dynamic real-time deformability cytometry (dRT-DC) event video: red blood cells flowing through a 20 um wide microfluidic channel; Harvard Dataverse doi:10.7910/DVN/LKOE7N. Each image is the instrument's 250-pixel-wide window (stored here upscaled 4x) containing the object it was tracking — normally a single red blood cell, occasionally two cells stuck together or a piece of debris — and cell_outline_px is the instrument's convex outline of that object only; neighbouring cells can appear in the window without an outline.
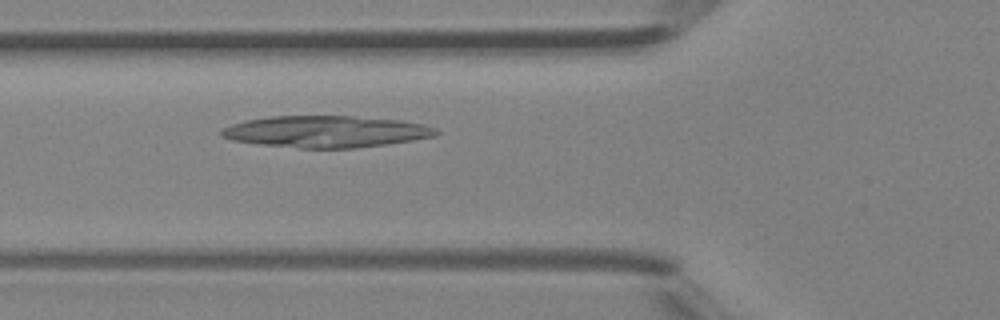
{"species": "Egyptian fruit bat (a non-hibernating species)", "species_latin": "Rousettus aegyptiacus", "temperature_condition": "room temperature", "stored_images_in_passage": 39, "camera_frame_rate_fps": 3000, "um_per_image_px": 0.085, "animal": {"sex": "female"}, "frame": {"image": 1, "passage_image": 9, "time_ms": 2.667, "image_size_px": [1000, 320], "cell_outline_px": [[440, 132], [436, 136], [412, 140], [356, 148], [300, 148], [260, 144], [232, 140], [220, 136], [220, 128], [244, 120], [272, 116], [352, 116], [400, 120], [424, 124], [436, 128]], "centroid_in_image_um": [27.69, 11.18], "position_along_channel_um": 98.1, "area_um2": 39.65}}
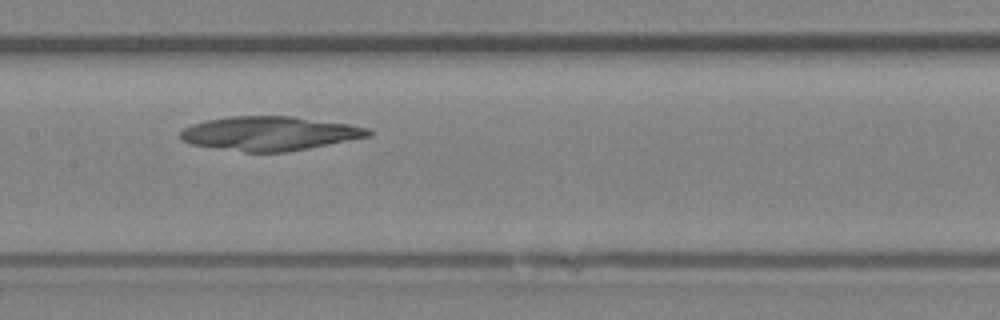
{"frame": {"image": 2, "passage_image": 15, "time_ms": 4.667, "image_size_px": [1000, 320], "cell_outline_px": [[372, 136], [288, 152], [244, 152], [192, 144], [180, 140], [180, 132], [184, 128], [192, 124], [204, 120], [228, 116], [292, 116], [348, 124], [368, 128], [372, 132]], "centroid_in_image_um": [22.91, 11.34], "position_along_channel_um": 184.5, "area_um2": 37.4}}
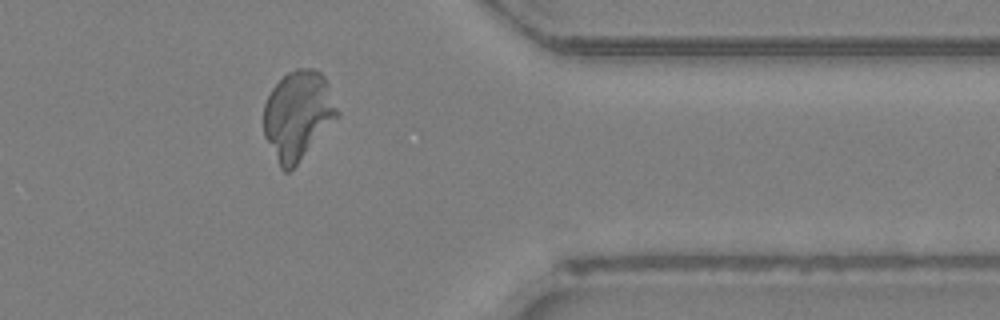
{"frame": {"image": 3, "passage_image": 30, "time_ms": 9.667, "image_size_px": [1000, 320], "cell_outline_px": [[340, 116], [296, 164], [288, 172], [284, 172], [280, 168], [264, 136], [264, 104], [272, 88], [288, 72], [296, 68], [316, 68], [324, 76], [328, 84], [340, 112]], "centroid_in_image_um": [25.34, 9.77], "position_along_channel_um": 386.1, "area_um2": 38.03}}